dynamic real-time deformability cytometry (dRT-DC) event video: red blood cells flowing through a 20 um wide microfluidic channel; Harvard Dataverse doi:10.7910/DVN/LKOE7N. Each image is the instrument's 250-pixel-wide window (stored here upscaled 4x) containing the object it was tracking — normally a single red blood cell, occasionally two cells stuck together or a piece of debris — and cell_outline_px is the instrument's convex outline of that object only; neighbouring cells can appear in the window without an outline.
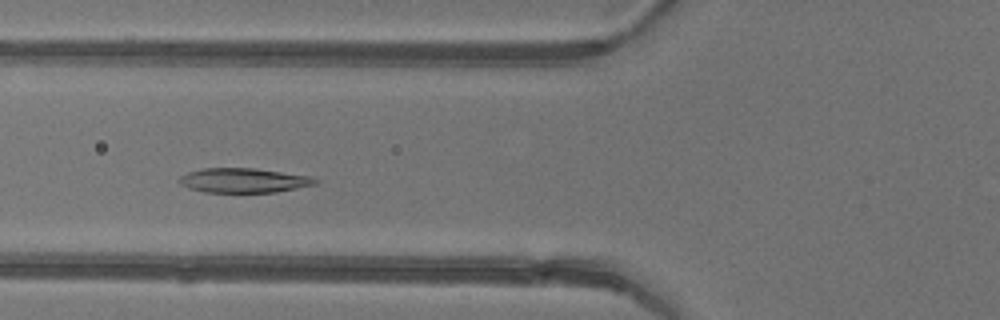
{"species": "common noctule bat (a hibernating species)", "species_latin": "Nyctalus noctula", "temperature_condition": "warm", "stored_images_in_passage": 3, "camera_frame_rate_fps": 3000, "um_per_image_px": 0.085, "animal": {"sex": "female"}, "frame": {"image": 1, "passage_image": 3, "time_ms": 2.333, "image_size_px": [1000, 320], "cell_outline_px": [[320, 180], [316, 184], [276, 192], [204, 192], [188, 188], [180, 184], [176, 180], [180, 176], [188, 172], [204, 168], [256, 168], [308, 176]], "centroid_in_image_um": [20.67, 15.33], "position_along_channel_um": 105.1, "area_um2": 19.42}}